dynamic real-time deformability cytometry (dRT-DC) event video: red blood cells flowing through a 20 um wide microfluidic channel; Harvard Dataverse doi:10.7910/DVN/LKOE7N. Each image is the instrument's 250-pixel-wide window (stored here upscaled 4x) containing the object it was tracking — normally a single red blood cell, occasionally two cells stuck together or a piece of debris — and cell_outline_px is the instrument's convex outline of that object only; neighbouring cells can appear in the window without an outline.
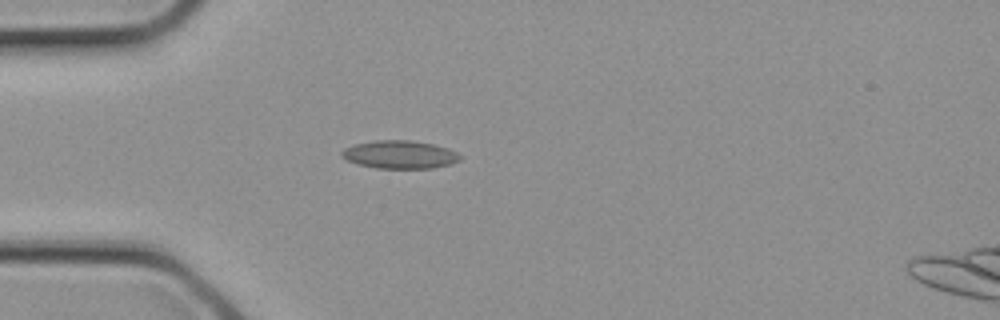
{"species": "common noctule bat (a hibernating species)", "species_latin": "Nyctalus noctula", "temperature_condition": "cold", "stored_images_in_passage": 4, "camera_frame_rate_fps": 3000, "um_per_image_px": 0.085, "animal": {"sex": "female", "body_mass_g": 21.9}, "frame": {"image": 1, "passage_image": 3, "time_ms": 0.667, "image_size_px": [1000, 320], "cell_outline_px": [[464, 156], [460, 160], [452, 164], [432, 168], [376, 168], [360, 164], [348, 160], [340, 156], [340, 152], [344, 148], [352, 144], [372, 140], [412, 140], [432, 144], [448, 148]], "centroid_in_image_um": [33.99, 13.13], "position_along_channel_um": 51.0, "area_um2": 19.54}}